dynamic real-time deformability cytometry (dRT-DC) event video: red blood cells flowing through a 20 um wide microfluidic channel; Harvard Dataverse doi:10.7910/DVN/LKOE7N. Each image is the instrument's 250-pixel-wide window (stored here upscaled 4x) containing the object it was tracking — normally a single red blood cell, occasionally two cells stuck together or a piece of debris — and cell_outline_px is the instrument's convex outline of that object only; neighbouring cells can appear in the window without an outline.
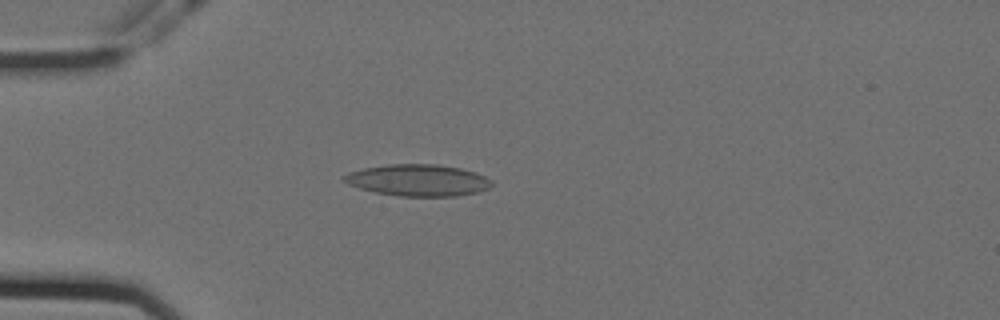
{"species": "Egyptian fruit bat (a non-hibernating species)", "species_latin": "Rousettus aegyptiacus", "temperature_condition": "cold", "stored_images_in_passage": 56, "camera_frame_rate_fps": 3000, "um_per_image_px": 0.085, "animal": {"sex": "female"}, "frame": {"image": 1, "passage_image": 15, "time_ms": 4.667, "image_size_px": [1000, 320], "cell_outline_px": [[492, 184], [488, 188], [476, 192], [456, 196], [400, 196], [376, 192], [360, 188], [348, 184], [344, 180], [344, 176], [348, 172], [364, 168], [388, 164], [436, 164], [460, 168], [476, 172], [492, 180]], "centroid_in_image_um": [35.54, 15.31], "position_along_channel_um": 49.5, "area_um2": 27.05}}
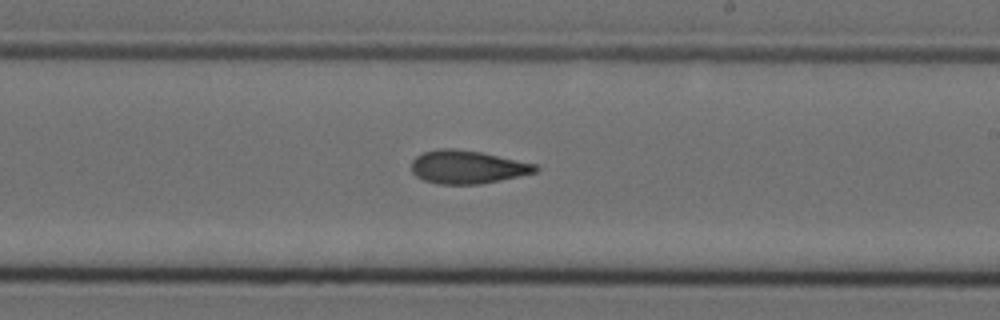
{"frame": {"image": 2, "passage_image": 33, "time_ms": 10.667, "image_size_px": [1000, 320], "cell_outline_px": [[540, 168], [536, 172], [480, 184], [436, 184], [424, 180], [416, 176], [412, 172], [412, 160], [416, 156], [424, 152], [440, 148], [452, 148], [480, 152], [536, 164]], "centroid_in_image_um": [39.7, 14.2], "position_along_channel_um": 249.3, "area_um2": 23.81}}
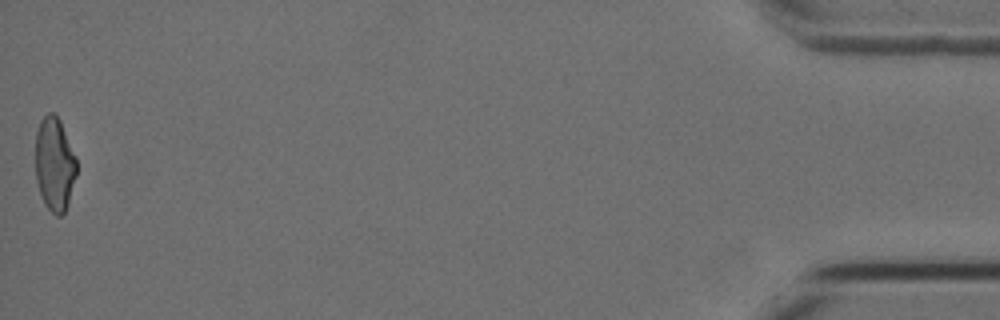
{"frame": {"image": 3, "passage_image": 56, "time_ms": 18.333, "image_size_px": [1000, 320], "cell_outline_px": [[76, 176], [68, 204], [64, 212], [60, 216], [56, 216], [48, 208], [40, 192], [36, 180], [36, 132], [40, 120], [48, 112], [52, 112], [60, 120], [76, 160]], "centroid_in_image_um": [4.63, 13.95], "position_along_channel_um": 430.6, "area_um2": 22.14}, "authors_computed_cell_mechanics": {"area_um2": 24.2182, "velocity_mm_per_s": 3.5738, "shape_relaxation_time_tau1_ms": null, "shape_relaxation_time_tau2_ms": 4.9307, "deformation_change_tau1": null, "deformation_change_tau2": 0.1319}}